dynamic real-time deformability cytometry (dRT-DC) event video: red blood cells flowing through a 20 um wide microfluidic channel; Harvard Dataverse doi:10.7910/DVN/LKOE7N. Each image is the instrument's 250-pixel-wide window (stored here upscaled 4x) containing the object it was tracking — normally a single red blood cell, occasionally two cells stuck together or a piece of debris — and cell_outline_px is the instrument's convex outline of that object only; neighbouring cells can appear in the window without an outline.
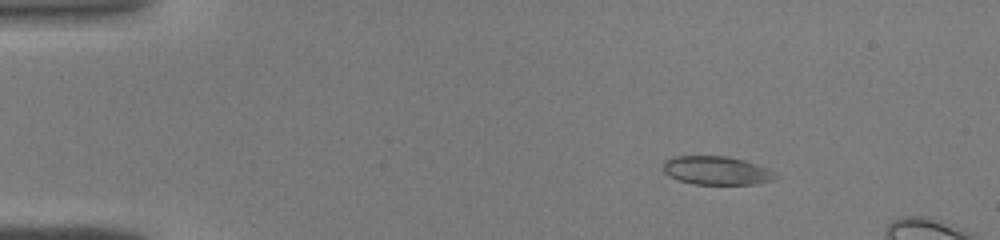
{"species": "common noctule bat (a hibernating species)", "species_latin": "Nyctalus noctula", "temperature_condition": "warm", "stored_images_in_passage": 9, "camera_frame_rate_fps": 3000, "um_per_image_px": 0.085, "animal": {"sex": "male", "body_mass_g": 19.0, "forearm_length_mm": 50.8}, "frame": {"image": 1, "passage_image": 3, "time_ms": 0.667, "image_size_px": [1000, 240], "cell_outline_px": [[780, 176], [772, 180], [756, 184], [692, 184], [668, 176], [660, 168], [664, 160], [672, 156], [728, 156], [744, 160], [768, 168], [776, 172]], "centroid_in_image_um": [60.88, 14.49], "position_along_channel_um": 24.1, "area_um2": 19.02}}